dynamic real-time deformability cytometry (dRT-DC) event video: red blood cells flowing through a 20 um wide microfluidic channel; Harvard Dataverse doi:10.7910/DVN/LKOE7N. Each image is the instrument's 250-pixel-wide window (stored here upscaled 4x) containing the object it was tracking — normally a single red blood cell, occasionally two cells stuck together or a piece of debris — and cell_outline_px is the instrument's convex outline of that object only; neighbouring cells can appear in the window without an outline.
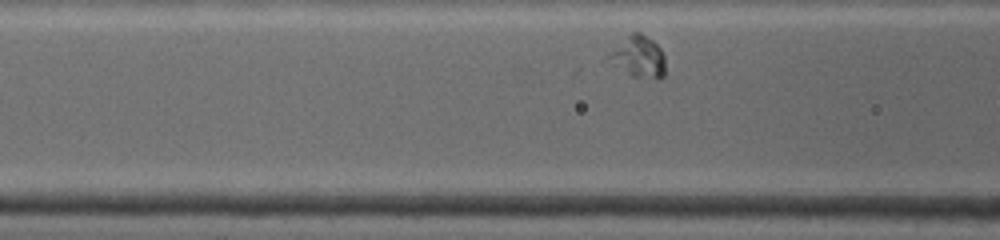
{"species": "common noctule bat (a hibernating species)", "species_latin": "Nyctalus noctula", "temperature_condition": "warm", "stored_images_in_passage": 28, "segment_of_instrument_passage": [2, 2], "camera_frame_rate_fps": 4500, "um_per_image_px": 0.085, "animal": {"sex": "female", "body_mass_g": 19.0, "forearm_length_mm": 53.3}, "frame": {"image": 1, "passage_image": 8, "time_ms": 2.0, "image_size_px": [1000, 240], "cell_outline_px": [[664, 76], [632, 76], [612, 64], [604, 56], [632, 32], [640, 32], [652, 40], [660, 48], [664, 56]], "centroid_in_image_um": [54.22, 4.78], "position_along_channel_um": 112.4, "area_um2": 13.24}}
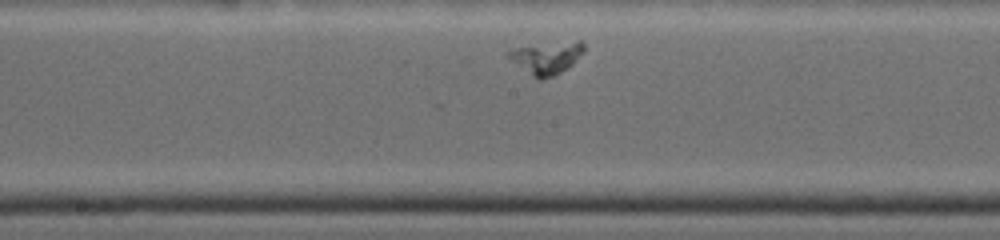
{"frame": {"image": 2, "passage_image": 20, "time_ms": 4.444, "image_size_px": [1000, 240], "cell_outline_px": [[584, 52], [568, 68], [556, 76], [540, 80], [536, 80], [504, 56], [508, 52], [516, 48], [580, 40], [584, 44]], "centroid_in_image_um": [46.45, 4.96], "position_along_channel_um": 201.8, "area_um2": 14.22}}
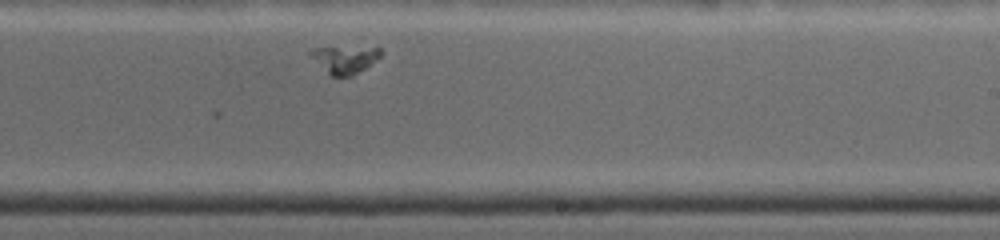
{"frame": {"image": 3, "passage_image": 28, "time_ms": 6.0, "image_size_px": [1000, 240], "cell_outline_px": [[384, 52], [380, 56], [364, 68], [352, 76], [328, 76], [308, 56], [308, 48], [380, 48]], "centroid_in_image_um": [29.19, 5.07], "position_along_channel_um": 259.8, "area_um2": 11.27}}